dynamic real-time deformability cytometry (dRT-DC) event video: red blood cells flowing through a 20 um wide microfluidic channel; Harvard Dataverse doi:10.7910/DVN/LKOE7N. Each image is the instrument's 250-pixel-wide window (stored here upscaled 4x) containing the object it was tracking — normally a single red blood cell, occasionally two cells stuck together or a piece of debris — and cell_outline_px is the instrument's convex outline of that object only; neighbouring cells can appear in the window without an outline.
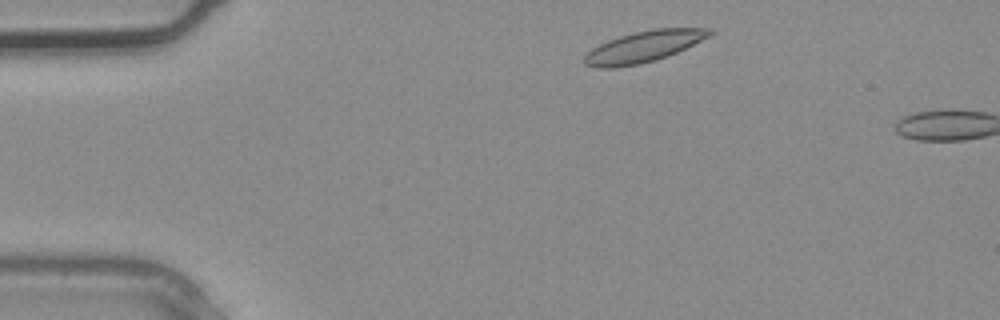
{"species": "common noctule bat (a hibernating species)", "species_latin": "Nyctalus noctula", "temperature_condition": "warm", "stored_images_in_passage": 2, "camera_frame_rate_fps": 3000, "um_per_image_px": 0.085, "animal": {"sex": "male", "body_mass_g": 20.4}, "frame": {"image": 1, "passage_image": 1, "time_ms": 0.0, "image_size_px": [1000, 320], "cell_outline_px": [[716, 32], [668, 56], [656, 60], [640, 64], [612, 68], [596, 68], [584, 64], [584, 56], [592, 48], [608, 40], [620, 36], [652, 28], [712, 28]], "centroid_in_image_um": [54.69, 3.96], "position_along_channel_um": 30.3, "area_um2": 22.6}}